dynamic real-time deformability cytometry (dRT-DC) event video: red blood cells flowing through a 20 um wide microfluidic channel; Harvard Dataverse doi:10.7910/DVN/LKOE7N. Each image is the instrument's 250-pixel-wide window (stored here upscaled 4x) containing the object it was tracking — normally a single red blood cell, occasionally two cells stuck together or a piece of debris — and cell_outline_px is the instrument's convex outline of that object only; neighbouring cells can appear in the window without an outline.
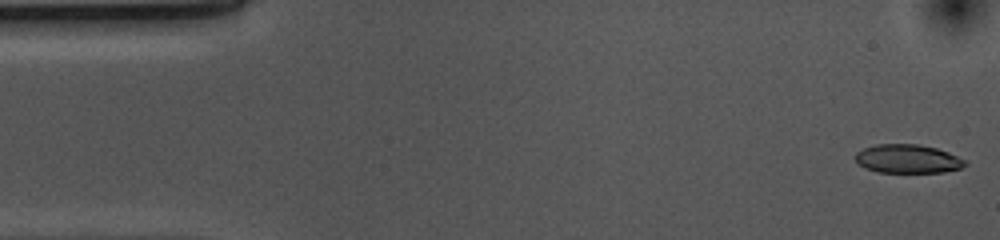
{"species": "common noctule bat (a hibernating species)", "species_latin": "Nyctalus noctula", "temperature_condition": "cold", "stored_images_in_passage": 53, "camera_frame_rate_fps": 3000, "um_per_image_px": 0.085, "animal": {"sex": "female", "body_mass_g": 10.0, "forearm_length_mm": 53.1}, "frame": {"image": 1, "passage_image": 1, "time_ms": 0.0, "image_size_px": [1000, 240], "cell_outline_px": [[968, 164], [960, 168], [944, 172], [876, 172], [864, 168], [856, 160], [856, 152], [864, 148], [876, 144], [916, 144], [936, 148], [948, 152], [968, 160]], "centroid_in_image_um": [77.18, 13.5], "position_along_channel_um": 7.8, "area_um2": 18.38}}
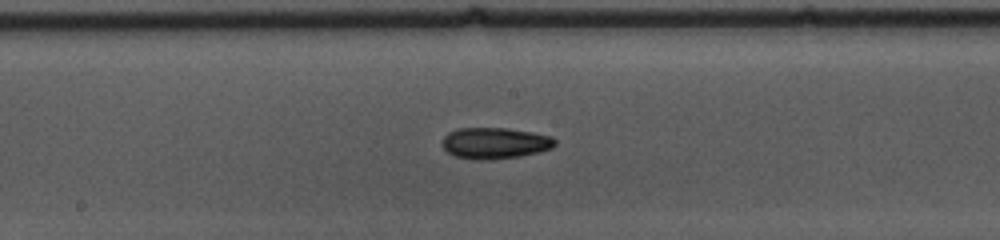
{"frame": {"image": 2, "passage_image": 26, "time_ms": 8.333, "image_size_px": [1000, 240], "cell_outline_px": [[556, 144], [552, 148], [520, 156], [480, 160], [472, 160], [456, 156], [448, 152], [440, 144], [444, 136], [448, 132], [456, 128], [508, 128], [532, 132], [552, 136], [556, 140]], "centroid_in_image_um": [42.04, 12.15], "position_along_channel_um": 206.2, "area_um2": 20.58}}
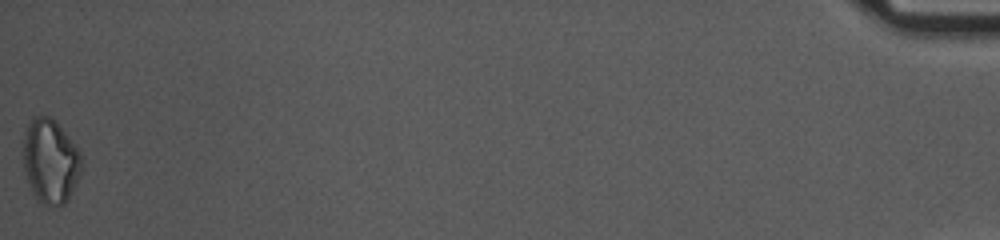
{"frame": {"image": 3, "passage_image": 53, "time_ms": 17.333, "image_size_px": [1000, 240], "cell_outline_px": [[80, 172], [76, 184], [68, 200], [64, 204], [44, 204], [32, 192], [24, 172], [24, 136], [28, 124], [32, 116], [48, 116], [68, 136], [80, 152]], "centroid_in_image_um": [4.27, 13.7], "position_along_channel_um": 430.9, "area_um2": 27.92}, "authors_computed_cell_mechanics": {"area_um2": 19.5942, "velocity_mm_per_s": 3.6737, "shape_relaxation_time_tau1_ms": 9.6942, "shape_relaxation_time_tau2_ms": null, "deformation_change_tau1": 0.1596, "deformation_change_tau2": null}}